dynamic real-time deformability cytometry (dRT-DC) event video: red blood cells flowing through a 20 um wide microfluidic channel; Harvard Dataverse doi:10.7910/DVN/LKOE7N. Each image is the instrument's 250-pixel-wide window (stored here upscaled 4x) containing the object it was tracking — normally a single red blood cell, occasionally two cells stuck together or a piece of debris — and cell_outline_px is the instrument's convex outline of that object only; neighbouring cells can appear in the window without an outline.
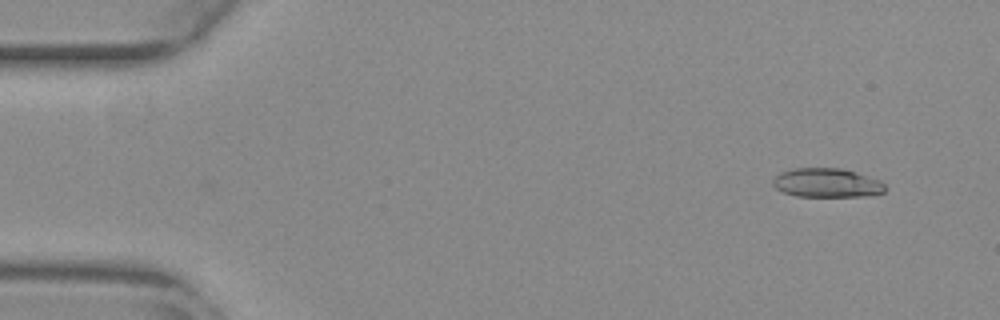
{"species": "common noctule bat (a hibernating species)", "species_latin": "Nyctalus noctula", "temperature_condition": "warm", "stored_images_in_passage": 40, "camera_frame_rate_fps": 3000, "um_per_image_px": 0.085, "animal": {"sex": "female", "body_mass_g": 29.2, "forearm_length_mm": 56.3}, "frame": {"image": 1, "passage_image": 3, "time_ms": 0.667, "image_size_px": [1000, 320], "cell_outline_px": [[884, 192], [872, 196], [796, 196], [784, 192], [776, 188], [772, 184], [772, 180], [780, 172], [796, 168], [840, 168], [856, 172], [880, 180], [884, 184]], "centroid_in_image_um": [70.29, 15.54], "position_along_channel_um": 14.7, "area_um2": 18.96}}
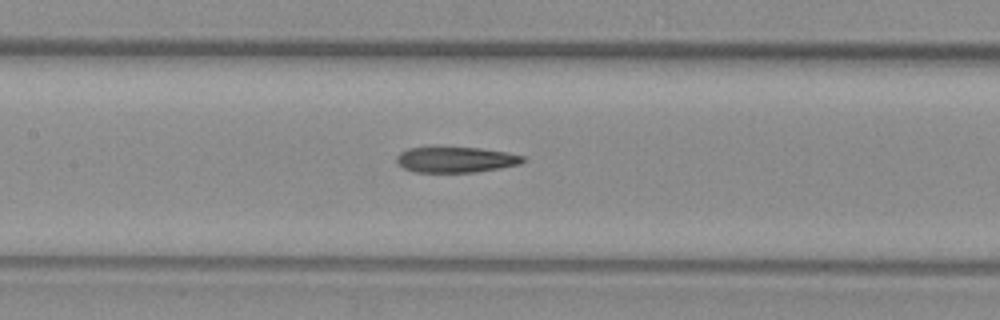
{"frame": {"image": 2, "passage_image": 24, "time_ms": 7.667, "image_size_px": [1000, 320], "cell_outline_px": [[524, 160], [520, 164], [500, 168], [476, 172], [412, 172], [404, 168], [396, 160], [396, 156], [400, 152], [408, 148], [432, 144], [480, 148], [504, 152], [524, 156]], "centroid_in_image_um": [38.66, 13.52], "position_along_channel_um": 168.7, "area_um2": 19.65}}
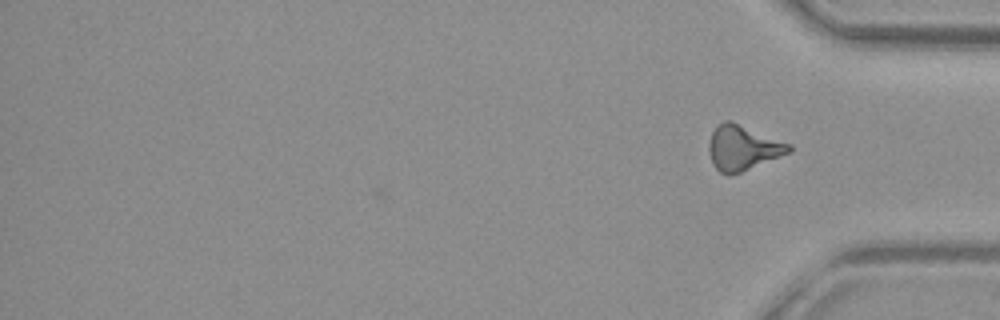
{"frame": {"image": 3, "passage_image": 40, "time_ms": 13.0, "image_size_px": [1000, 320], "cell_outline_px": [[792, 152], [732, 176], [728, 176], [720, 172], [712, 164], [708, 148], [708, 144], [712, 132], [724, 120], [728, 120], [792, 144]], "centroid_in_image_um": [63.15, 12.6], "position_along_channel_um": 372.0, "area_um2": 21.04}, "authors_computed_cell_mechanics": {"area_um2": 19.7098, "velocity_mm_per_s": 3.8602, "shape_relaxation_time_tau1_ms": null, "shape_relaxation_time_tau2_ms": 5.8112, "deformation_change_tau1": null, "deformation_change_tau2": 0.1911}}